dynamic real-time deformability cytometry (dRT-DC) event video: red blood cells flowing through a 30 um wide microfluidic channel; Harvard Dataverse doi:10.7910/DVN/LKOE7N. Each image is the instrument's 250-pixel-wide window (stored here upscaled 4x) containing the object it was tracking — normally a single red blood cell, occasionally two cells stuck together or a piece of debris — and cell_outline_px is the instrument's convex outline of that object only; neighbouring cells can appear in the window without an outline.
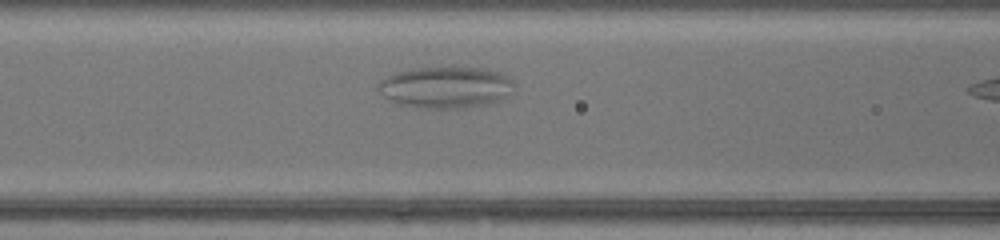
{"species": "common noctule bat (a hibernating species)", "species_latin": "Nyctalus noctula", "temperature_condition": "warm", "stored_images_in_passage": 9, "camera_frame_rate_fps": 3000, "um_per_image_px": 0.085, "animal": {"sex": "female", "body_mass_g": 17.0, "forearm_length_mm": 48.0}, "frame": {"image": 1, "passage_image": 8, "time_ms": 2.333, "image_size_px": [1000, 240], "cell_outline_px": [[512, 92], [488, 104], [468, 108], [420, 108], [392, 100], [384, 96], [376, 88], [380, 80], [396, 72], [416, 68], [488, 68], [500, 72], [508, 76], [512, 80]], "centroid_in_image_um": [37.9, 7.41], "position_along_channel_um": 128.7, "area_um2": 32.48}}